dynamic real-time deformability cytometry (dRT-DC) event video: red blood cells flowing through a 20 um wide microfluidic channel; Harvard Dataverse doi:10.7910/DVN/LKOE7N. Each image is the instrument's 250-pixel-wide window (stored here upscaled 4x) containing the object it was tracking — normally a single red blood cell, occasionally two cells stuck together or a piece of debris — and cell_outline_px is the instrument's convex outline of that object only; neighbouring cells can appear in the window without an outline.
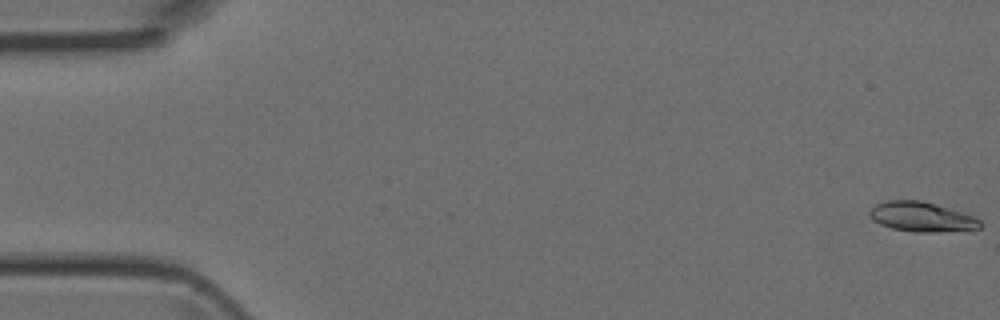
{"species": "Egyptian fruit bat (a non-hibernating species)", "species_latin": "Rousettus aegyptiacus", "temperature_condition": "room temperature", "stored_images_in_passage": 13, "camera_frame_rate_fps": 3000, "um_per_image_px": 0.085, "animal": {"sex": "female"}, "frame": {"image": 1, "passage_image": 1, "time_ms": 0.0, "image_size_px": [1000, 320], "cell_outline_px": [[984, 224], [980, 228], [932, 232], [916, 232], [892, 228], [880, 224], [872, 220], [868, 212], [876, 204], [884, 200], [920, 200], [960, 212], [972, 216], [980, 220]], "centroid_in_image_um": [78.29, 18.43], "position_along_channel_um": 6.7, "area_um2": 18.84}}
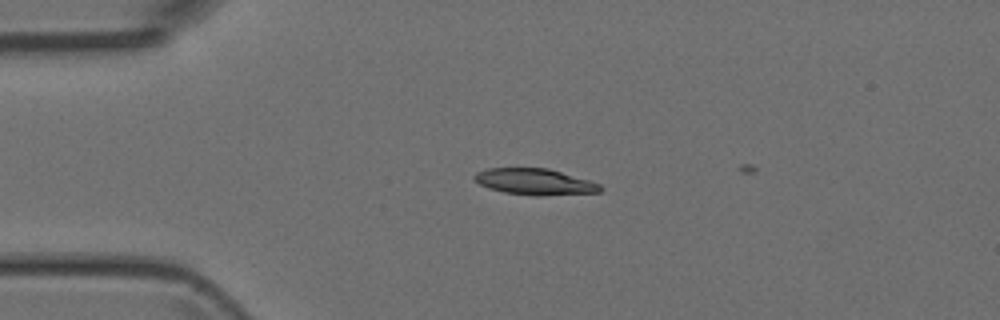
{"frame": {"image": 2, "passage_image": 12, "time_ms": 3.667, "image_size_px": [1000, 320], "cell_outline_px": [[604, 188], [600, 192], [540, 196], [536, 196], [504, 192], [488, 188], [480, 184], [472, 176], [476, 172], [488, 168], [548, 168], [588, 180], [600, 184]], "centroid_in_image_um": [45.46, 15.45], "position_along_channel_um": 39.5, "area_um2": 19.19}}